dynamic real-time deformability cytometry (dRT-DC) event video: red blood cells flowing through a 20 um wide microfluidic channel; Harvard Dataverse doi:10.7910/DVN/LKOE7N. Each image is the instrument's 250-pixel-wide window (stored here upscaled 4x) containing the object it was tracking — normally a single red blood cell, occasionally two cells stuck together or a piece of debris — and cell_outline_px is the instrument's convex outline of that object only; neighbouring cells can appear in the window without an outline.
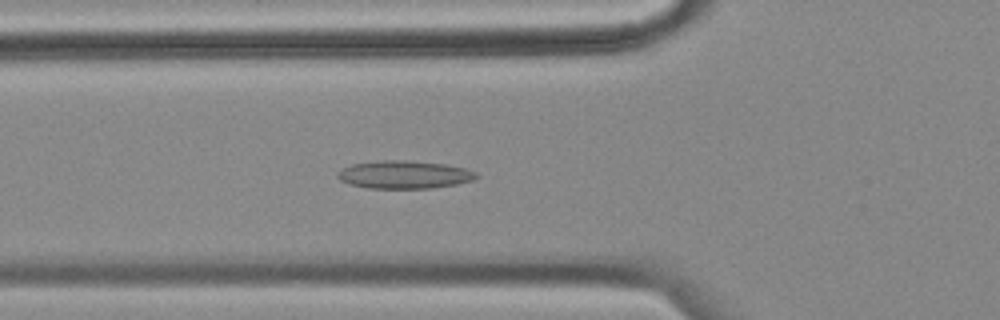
{"species": "common noctule bat (a hibernating species)", "species_latin": "Nyctalus noctula", "temperature_condition": "cold", "stored_images_in_passage": 20, "camera_frame_rate_fps": 3000, "um_per_image_px": 0.085, "animal": {"sex": "female", "body_mass_g": 18.4}, "frame": {"image": 1, "passage_image": 17, "time_ms": 5.333, "image_size_px": [1000, 320], "cell_outline_px": [[480, 176], [472, 180], [456, 184], [432, 188], [368, 188], [348, 184], [340, 180], [336, 176], [336, 172], [352, 164], [380, 160], [408, 160], [448, 164], [464, 168], [476, 172]], "centroid_in_image_um": [34.35, 14.84], "position_along_channel_um": 91.4, "area_um2": 22.72}}